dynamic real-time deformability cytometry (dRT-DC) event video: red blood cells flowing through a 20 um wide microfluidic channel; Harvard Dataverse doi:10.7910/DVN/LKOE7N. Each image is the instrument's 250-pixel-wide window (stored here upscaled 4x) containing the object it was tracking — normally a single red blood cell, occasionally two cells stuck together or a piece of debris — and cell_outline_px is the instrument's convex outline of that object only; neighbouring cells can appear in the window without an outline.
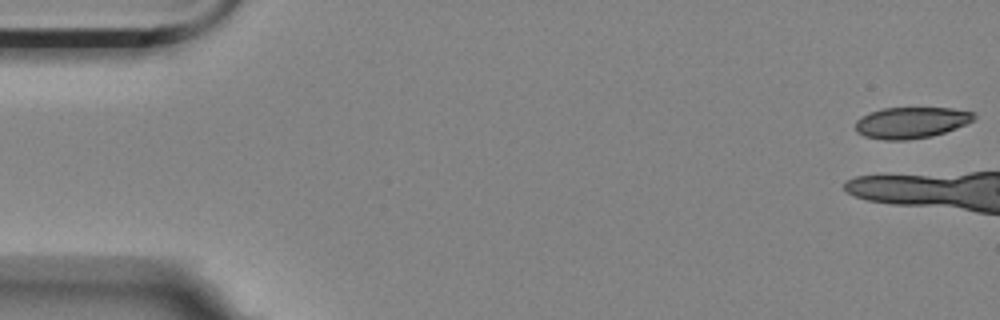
{"species": "Egyptian fruit bat (a non-hibernating species)", "species_latin": "Rousettus aegyptiacus", "temperature_condition": "room temperature", "stored_images_in_passage": 6, "camera_frame_rate_fps": 3000, "um_per_image_px": 0.085, "animal": {"sex": "female"}, "frame": {"image": 1, "passage_image": 1, "time_ms": 0.0, "image_size_px": [1000, 320], "cell_outline_px": [[976, 116], [972, 120], [956, 128], [932, 136], [908, 140], [884, 140], [864, 136], [856, 132], [856, 120], [860, 116], [884, 108], [952, 108], [972, 112]], "centroid_in_image_um": [77.41, 10.43], "position_along_channel_um": 7.6, "area_um2": 21.44}}